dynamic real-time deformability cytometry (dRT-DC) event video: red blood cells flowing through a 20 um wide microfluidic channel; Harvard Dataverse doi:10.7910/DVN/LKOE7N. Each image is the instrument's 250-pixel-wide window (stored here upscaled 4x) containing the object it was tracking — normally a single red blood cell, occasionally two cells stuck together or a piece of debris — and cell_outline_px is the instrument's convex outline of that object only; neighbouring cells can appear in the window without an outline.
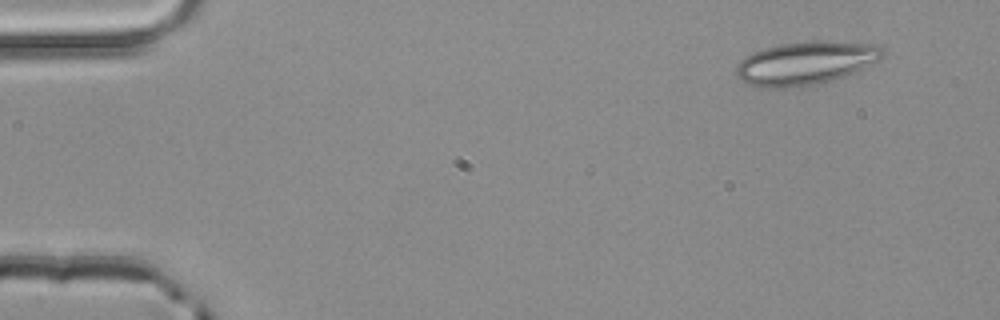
{"species": "common noctule bat (a hibernating species)", "species_latin": "Nyctalus noctula", "temperature_condition": "room temperature", "stored_images_in_passage": 3, "camera_frame_rate_fps": 3000, "um_per_image_px": 0.085, "animal": {"sex": "male", "body_mass_g": 20.4}, "frame": {"image": 1, "passage_image": 1, "time_ms": 0.0, "image_size_px": [1000, 320], "cell_outline_px": [[888, 52], [884, 56], [852, 72], [824, 84], [800, 88], [760, 88], [744, 84], [736, 76], [736, 64], [744, 56], [752, 52], [764, 48], [780, 44], [804, 40], [816, 40], [876, 44]], "centroid_in_image_um": [68.4, 5.38], "position_along_channel_um": 16.6, "area_um2": 37.69}}